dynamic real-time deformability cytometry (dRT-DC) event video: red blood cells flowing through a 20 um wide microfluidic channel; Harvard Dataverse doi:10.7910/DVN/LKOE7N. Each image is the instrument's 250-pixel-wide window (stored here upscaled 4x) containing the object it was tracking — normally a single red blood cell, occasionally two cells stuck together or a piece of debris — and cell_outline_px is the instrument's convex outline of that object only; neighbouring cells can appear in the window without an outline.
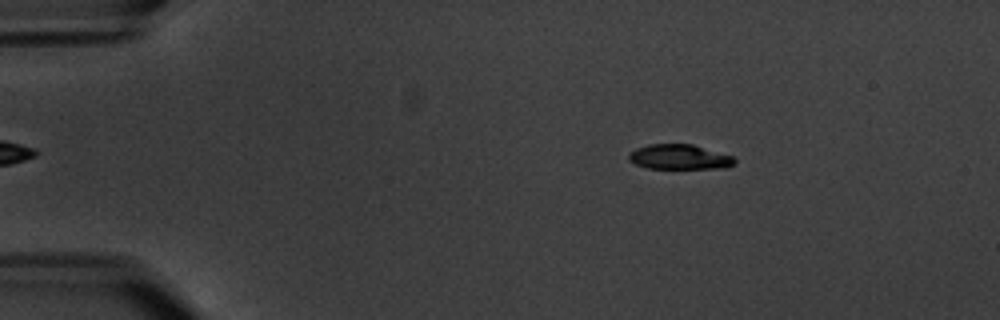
{"species": "common noctule bat (a hibernating species)", "species_latin": "Nyctalus noctula", "temperature_condition": "warm", "stored_images_in_passage": 4, "camera_frame_rate_fps": 3000, "um_per_image_px": 0.085, "animal": {"sex": "male", "body_mass_g": 20.1, "forearm_length_mm": 53.5}, "frame": {"image": 1, "passage_image": 2, "time_ms": 1.0, "image_size_px": [1000, 320], "cell_outline_px": [[736, 164], [724, 168], [648, 168], [636, 164], [628, 160], [628, 156], [636, 148], [648, 144], [692, 144], [732, 156], [736, 160]], "centroid_in_image_um": [57.76, 13.34], "position_along_channel_um": 27.2, "area_um2": 15.26}}